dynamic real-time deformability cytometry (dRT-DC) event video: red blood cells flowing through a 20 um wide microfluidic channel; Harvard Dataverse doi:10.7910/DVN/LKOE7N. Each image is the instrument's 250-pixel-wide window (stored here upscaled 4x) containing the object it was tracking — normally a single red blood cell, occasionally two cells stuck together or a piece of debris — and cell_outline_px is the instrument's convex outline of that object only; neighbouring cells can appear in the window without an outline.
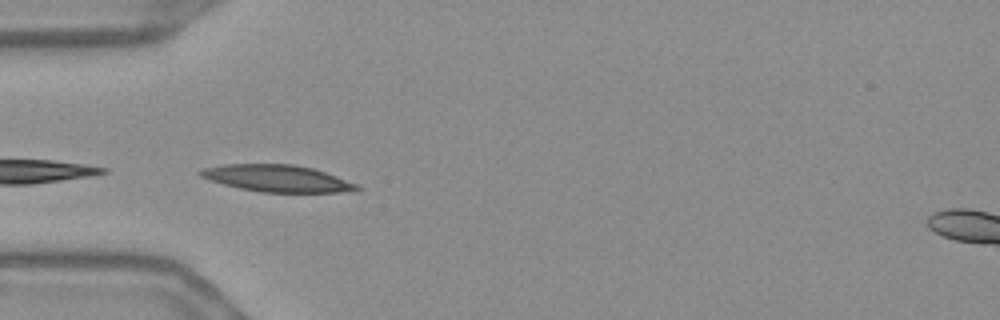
{"species": "Egyptian fruit bat (a non-hibernating species)", "species_latin": "Rousettus aegyptiacus", "temperature_condition": "warm", "stored_images_in_passage": 3, "camera_frame_rate_fps": 3000, "um_per_image_px": 0.085, "frame": {"image": 1, "passage_image": 1, "time_ms": 0.0, "image_size_px": [1000, 320], "cell_outline_px": [[360, 188], [356, 192], [260, 192], [240, 188], [224, 184], [200, 176], [196, 172], [204, 168], [224, 164], [292, 164], [312, 168], [360, 184]], "centroid_in_image_um": [23.61, 15.16], "position_along_channel_um": 61.4, "area_um2": 24.45}}